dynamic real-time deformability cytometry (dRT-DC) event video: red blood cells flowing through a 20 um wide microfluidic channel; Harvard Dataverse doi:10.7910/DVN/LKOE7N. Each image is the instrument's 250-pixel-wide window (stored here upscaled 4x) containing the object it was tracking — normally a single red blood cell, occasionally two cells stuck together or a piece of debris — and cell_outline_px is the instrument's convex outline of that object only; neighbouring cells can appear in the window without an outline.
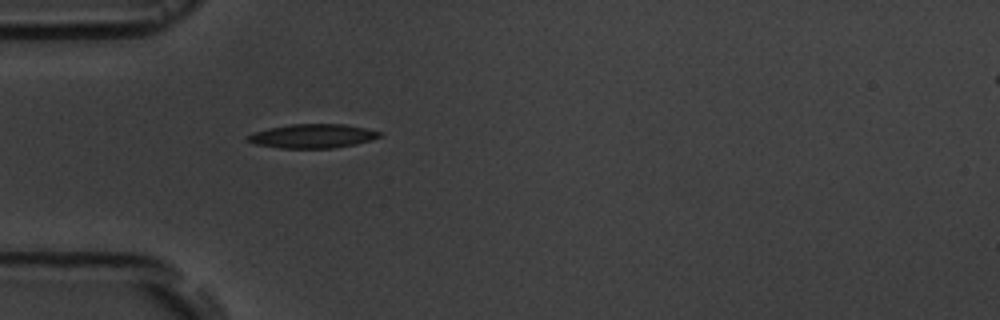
{"species": "common noctule bat (a hibernating species)", "species_latin": "Nyctalus noctula", "temperature_condition": "room temperature", "stored_images_in_passage": 1, "camera_frame_rate_fps": 3000, "um_per_image_px": 0.085, "animal": {"sex": "male", "body_mass_g": 19.5, "forearm_length_mm": 54.6}, "frame": {"image": 1, "passage_image": 1, "time_ms": 0.0, "image_size_px": [1000, 320], "cell_outline_px": [[384, 136], [372, 140], [356, 144], [332, 148], [280, 148], [256, 144], [248, 140], [248, 136], [252, 132], [268, 128], [292, 124], [344, 124], [364, 128], [380, 132]], "centroid_in_image_um": [26.6, 11.56], "position_along_channel_um": 58.4, "area_um2": 18.38}}